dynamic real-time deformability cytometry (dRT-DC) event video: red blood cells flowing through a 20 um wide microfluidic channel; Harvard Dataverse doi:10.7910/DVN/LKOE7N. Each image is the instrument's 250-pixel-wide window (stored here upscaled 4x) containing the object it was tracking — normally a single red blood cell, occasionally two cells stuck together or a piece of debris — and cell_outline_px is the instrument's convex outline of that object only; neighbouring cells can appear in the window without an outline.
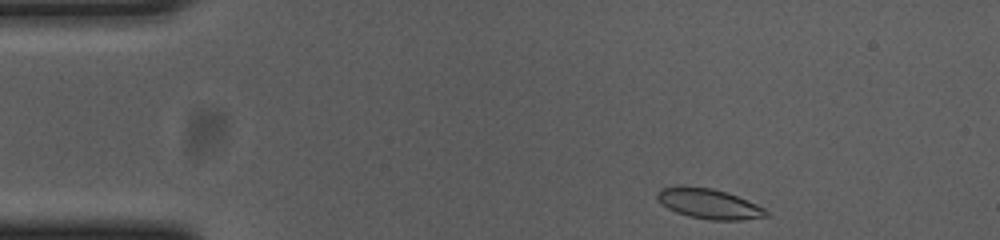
{"species": "common noctule bat (a hibernating species)", "species_latin": "Nyctalus noctula", "temperature_condition": "cold", "stored_images_in_passage": 48, "camera_frame_rate_fps": 3000, "um_per_image_px": 0.085, "animal": {"sex": "female", "body_mass_g": 23.0, "forearm_length_mm": 53.4}, "frame": {"image": 1, "passage_image": 1, "time_ms": 0.0, "image_size_px": [1000, 240], "cell_outline_px": [[768, 216], [740, 220], [708, 220], [688, 216], [676, 212], [668, 208], [656, 196], [656, 192], [664, 188], [712, 188], [736, 196], [756, 204], [764, 208], [768, 212]], "centroid_in_image_um": [60.31, 17.36], "position_along_channel_um": 24.7, "area_um2": 18.32}}
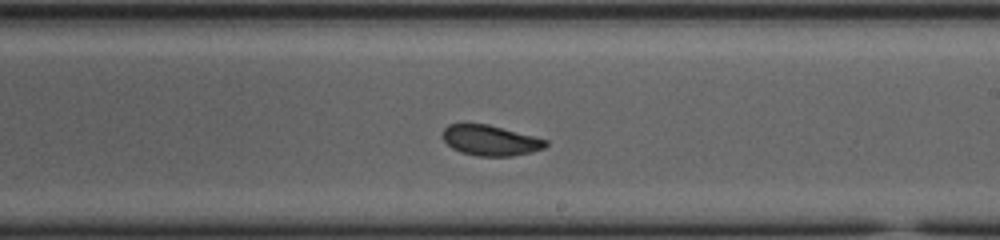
{"frame": {"image": 2, "passage_image": 25, "time_ms": 8.0, "image_size_px": [1000, 240], "cell_outline_px": [[548, 144], [544, 148], [532, 152], [512, 156], [476, 156], [460, 152], [452, 148], [444, 140], [444, 128], [448, 124], [488, 124], [548, 140]], "centroid_in_image_um": [41.7, 11.94], "position_along_channel_um": 247.3, "area_um2": 18.15}}
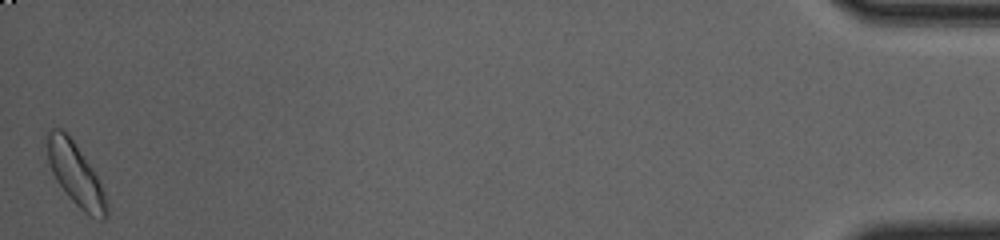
{"frame": {"image": 3, "passage_image": 48, "time_ms": 15.667, "image_size_px": [1000, 240], "cell_outline_px": [[108, 212], [104, 220], [100, 220], [84, 212], [68, 196], [56, 180], [52, 172], [48, 160], [48, 132], [52, 128], [64, 128], [92, 168], [104, 192], [108, 204]], "centroid_in_image_um": [6.44, 14.82], "position_along_channel_um": 428.8, "area_um2": 21.21}, "authors_computed_cell_mechanics": {"area_um2": 19.074, "velocity_mm_per_s": 3.6361, "shape_relaxation_time_tau1_ms": 3.3578, "shape_relaxation_time_tau2_ms": null, "deformation_change_tau1": 0.0958, "deformation_change_tau2": null}}